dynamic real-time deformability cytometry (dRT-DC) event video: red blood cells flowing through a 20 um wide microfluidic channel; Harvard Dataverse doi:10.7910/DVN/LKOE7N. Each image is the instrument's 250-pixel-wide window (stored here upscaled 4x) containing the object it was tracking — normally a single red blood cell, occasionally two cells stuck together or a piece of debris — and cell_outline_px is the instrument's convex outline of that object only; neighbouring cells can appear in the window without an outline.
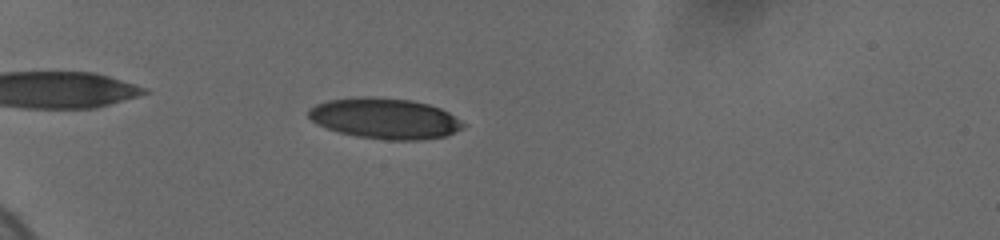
{"species": "human", "species_latin": "Homo sapiens", "temperature_condition": "cold", "stored_images_in_passage": 54, "camera_frame_rate_fps": 3000, "um_per_image_px": 0.085, "donor": {"sex": "female"}, "frame": {"image": 1, "passage_image": 26, "time_ms": 6.333, "image_size_px": [1000, 240], "cell_outline_px": [[468, 124], [464, 128], [444, 136], [420, 140], [388, 140], [356, 136], [340, 132], [316, 124], [308, 116], [308, 108], [316, 104], [328, 100], [360, 96], [368, 96], [412, 100], [428, 104], [440, 108], [448, 112]], "centroid_in_image_um": [32.72, 10.06], "position_along_channel_um": 52.3, "area_um2": 36.82}}
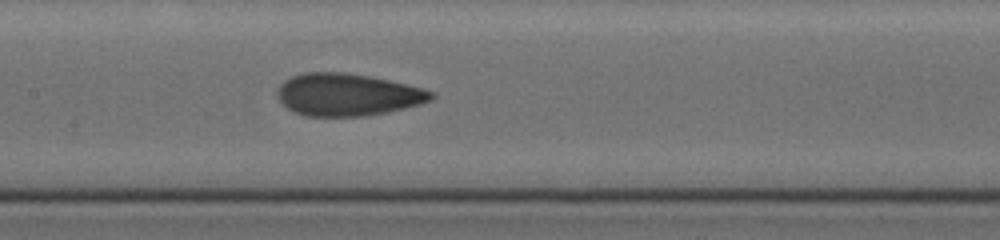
{"frame": {"image": 2, "passage_image": 43, "time_ms": 10.667, "image_size_px": [1000, 240], "cell_outline_px": [[436, 96], [432, 100], [420, 104], [404, 108], [364, 116], [304, 116], [288, 108], [280, 100], [276, 92], [280, 84], [284, 80], [292, 76], [304, 72], [344, 72], [368, 76], [388, 80], [424, 88], [436, 92]], "centroid_in_image_um": [29.55, 8.04], "position_along_channel_um": 177.8, "area_um2": 37.92}}
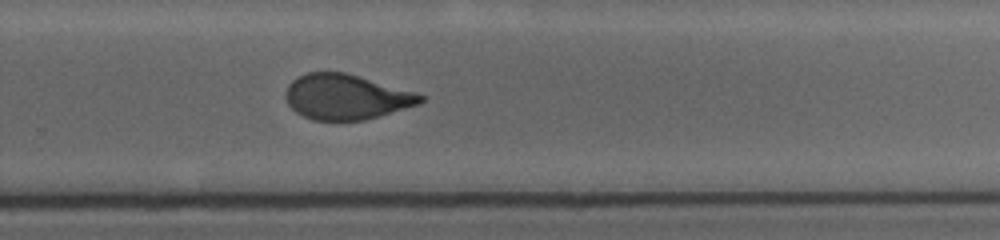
{"frame": {"image": 3, "passage_image": 54, "time_ms": 14.0, "image_size_px": [1000, 240], "cell_outline_px": [[424, 100], [416, 104], [364, 120], [312, 120], [296, 112], [288, 104], [284, 92], [288, 84], [292, 80], [308, 72], [344, 72], [416, 92], [424, 96]], "centroid_in_image_um": [29.37, 8.23], "position_along_channel_um": 300.4, "area_um2": 35.03}}